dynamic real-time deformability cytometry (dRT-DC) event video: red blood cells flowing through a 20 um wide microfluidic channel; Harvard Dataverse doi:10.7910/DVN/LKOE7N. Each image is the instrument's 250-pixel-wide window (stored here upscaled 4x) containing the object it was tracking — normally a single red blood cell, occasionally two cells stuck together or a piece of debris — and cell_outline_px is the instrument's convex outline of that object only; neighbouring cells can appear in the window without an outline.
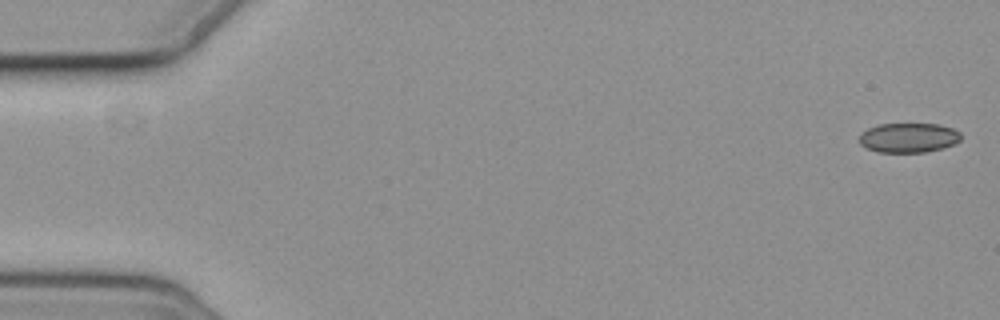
{"species": "common noctule bat (a hibernating species)", "species_latin": "Nyctalus noctula", "temperature_condition": "cold", "stored_images_in_passage": 6, "camera_frame_rate_fps": 3000, "um_per_image_px": 0.085, "animal": {"sex": "female", "body_mass_g": 19.3, "forearm_length_mm": 54.1}, "frame": {"image": 1, "passage_image": 1, "time_ms": 0.0, "image_size_px": [1000, 320], "cell_outline_px": [[960, 140], [956, 144], [944, 148], [928, 152], [876, 152], [864, 148], [860, 144], [860, 136], [868, 128], [880, 124], [936, 124], [952, 128], [960, 132]], "centroid_in_image_um": [77.24, 11.72], "position_along_channel_um": 7.8, "area_um2": 17.63}}
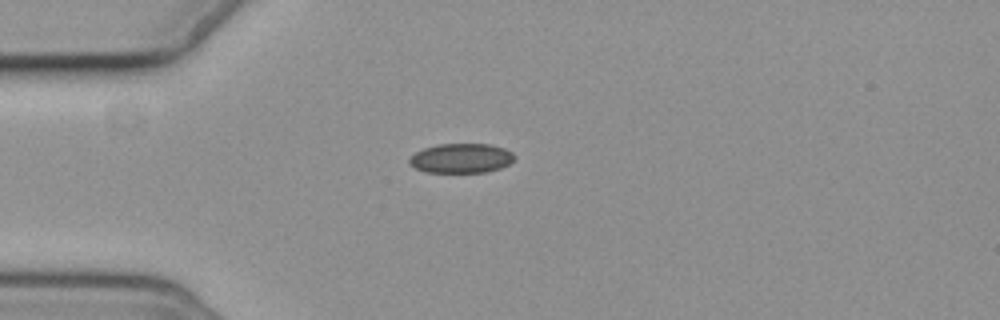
{"frame": {"image": 2, "passage_image": 5, "time_ms": 4.667, "image_size_px": [1000, 320], "cell_outline_px": [[516, 156], [508, 164], [500, 168], [488, 172], [424, 172], [408, 164], [408, 160], [416, 152], [424, 148], [440, 144], [488, 144], [504, 148], [512, 152]], "centroid_in_image_um": [39.2, 13.45], "position_along_channel_um": 45.8, "area_um2": 18.03}}
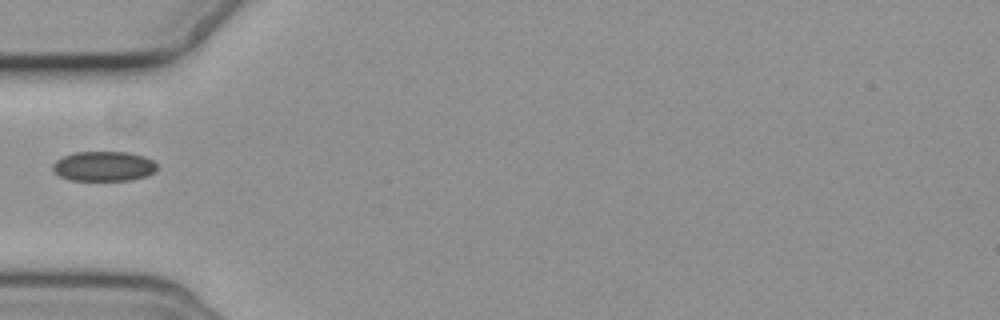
{"frame": {"image": 3, "passage_image": 6, "time_ms": 6.0, "image_size_px": [1000, 320], "cell_outline_px": [[156, 172], [132, 180], [68, 180], [52, 172], [52, 164], [56, 160], [72, 152], [128, 152], [144, 156], [152, 160], [156, 164]], "centroid_in_image_um": [8.78, 14.13], "position_along_channel_um": 76.2, "area_um2": 18.26}}